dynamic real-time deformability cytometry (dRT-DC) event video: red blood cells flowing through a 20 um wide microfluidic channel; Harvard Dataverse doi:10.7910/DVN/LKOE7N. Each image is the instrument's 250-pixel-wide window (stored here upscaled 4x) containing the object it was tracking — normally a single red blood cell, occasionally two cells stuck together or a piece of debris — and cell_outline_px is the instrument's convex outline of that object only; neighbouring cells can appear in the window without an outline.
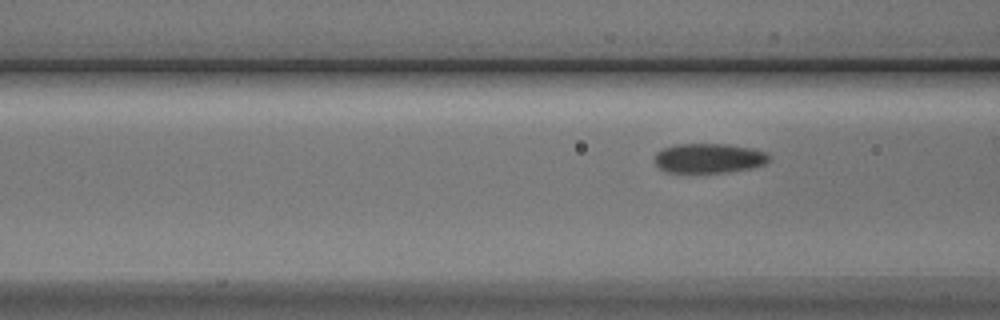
{"species": "Egyptian fruit bat (a non-hibernating species)", "species_latin": "Rousettus aegyptiacus", "temperature_condition": "cold", "stored_images_in_passage": 4, "camera_frame_rate_fps": 3000, "um_per_image_px": 0.085, "animal": {"sex": "male"}, "frame": {"image": 1, "passage_image": 4, "time_ms": 4.333, "image_size_px": [1000, 320], "cell_outline_px": [[768, 160], [764, 164], [752, 168], [728, 172], [668, 172], [660, 168], [652, 160], [656, 152], [664, 148], [676, 144], [728, 144], [752, 148], [764, 152], [768, 156]], "centroid_in_image_um": [60.21, 13.44], "position_along_channel_um": 106.4, "area_um2": 19.71}}